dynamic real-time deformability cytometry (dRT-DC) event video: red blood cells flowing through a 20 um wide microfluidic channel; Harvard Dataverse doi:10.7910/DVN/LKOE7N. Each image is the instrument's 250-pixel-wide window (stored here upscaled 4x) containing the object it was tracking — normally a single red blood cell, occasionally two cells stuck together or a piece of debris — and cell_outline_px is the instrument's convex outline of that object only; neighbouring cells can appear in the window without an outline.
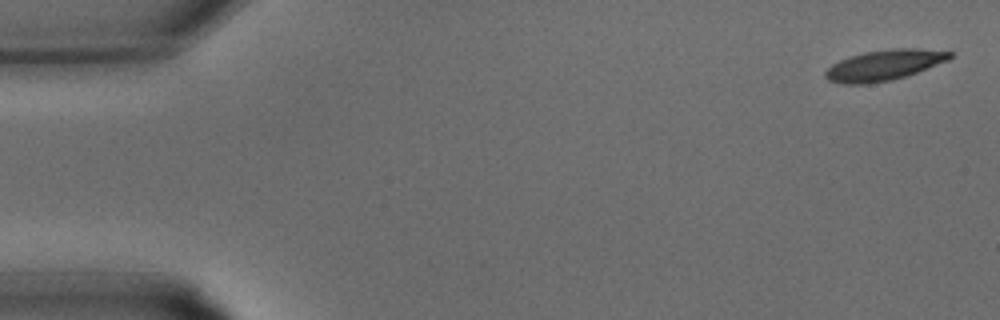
{"species": "common noctule bat (a hibernating species)", "species_latin": "Nyctalus noctula", "temperature_condition": "warm", "stored_images_in_passage": 32, "camera_frame_rate_fps": 3000, "um_per_image_px": 0.085, "animal": {"sex": "male", "body_mass_g": 15.6}, "frame": {"image": 1, "passage_image": 1, "time_ms": 0.0, "image_size_px": [1000, 320], "cell_outline_px": [[952, 56], [948, 60], [908, 76], [892, 80], [868, 84], [840, 84], [828, 80], [824, 76], [824, 72], [832, 64], [840, 60], [864, 52], [892, 48], [916, 48], [952, 52]], "centroid_in_image_um": [75.13, 5.55], "position_along_channel_um": 9.9, "area_um2": 22.25}}
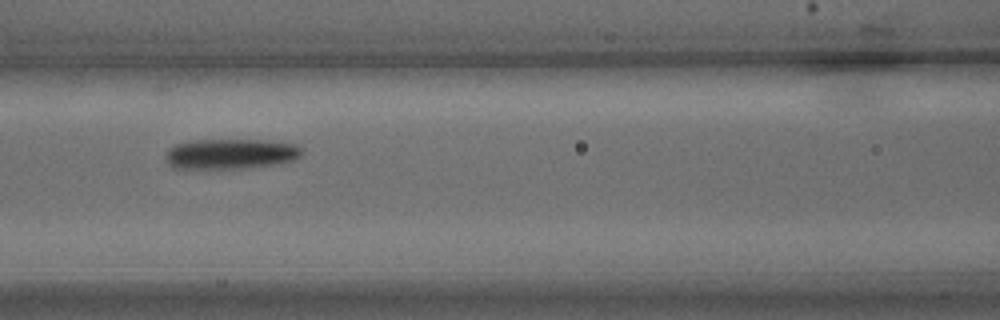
{"frame": {"image": 2, "passage_image": 14, "time_ms": 4.333, "image_size_px": [1000, 320], "cell_outline_px": [[300, 156], [292, 160], [276, 164], [248, 168], [172, 168], [168, 164], [164, 156], [168, 148], [176, 144], [196, 140], [260, 140], [296, 144], [300, 148]], "centroid_in_image_um": [19.54, 13.08], "position_along_channel_um": 147.1, "area_um2": 23.87}}
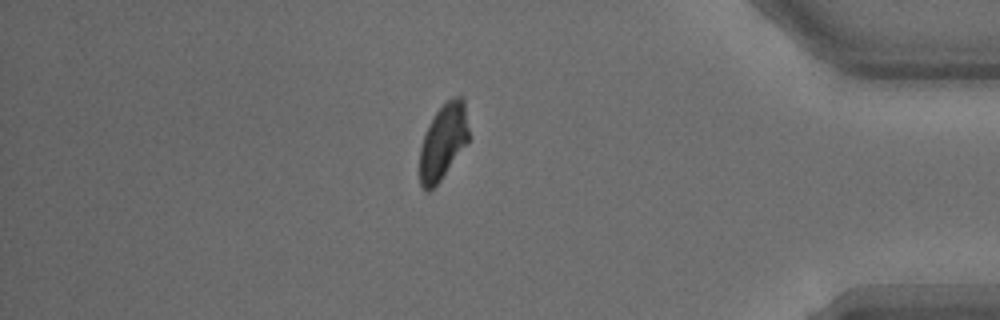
{"frame": {"image": 3, "passage_image": 28, "time_ms": 9.0, "image_size_px": [1000, 320], "cell_outline_px": [[468, 140], [440, 180], [428, 192], [420, 184], [420, 148], [428, 124], [436, 112], [452, 96], [460, 96], [464, 100], [468, 128]], "centroid_in_image_um": [37.65, 12.02], "position_along_channel_um": 397.5, "area_um2": 20.98}}